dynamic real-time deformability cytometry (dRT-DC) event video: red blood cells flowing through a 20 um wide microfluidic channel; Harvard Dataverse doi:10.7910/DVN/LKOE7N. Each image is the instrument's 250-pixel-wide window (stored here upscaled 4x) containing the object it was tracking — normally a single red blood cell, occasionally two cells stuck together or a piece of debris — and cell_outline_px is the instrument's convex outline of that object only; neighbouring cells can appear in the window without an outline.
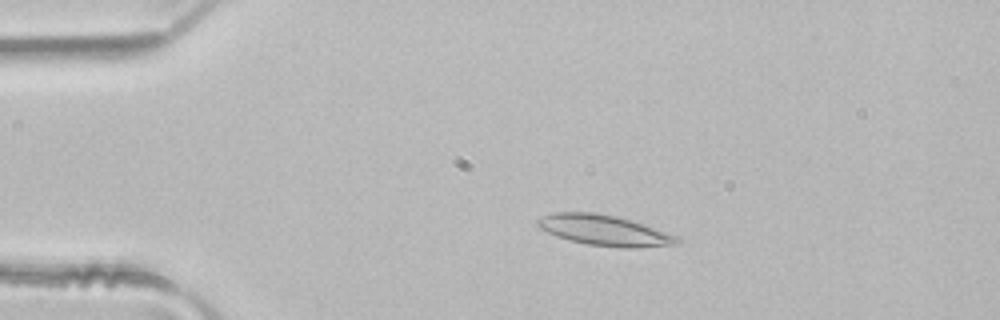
{"species": "common noctule bat (a hibernating species)", "species_latin": "Nyctalus noctula", "temperature_condition": "room temperature", "stored_images_in_passage": 41, "camera_frame_rate_fps": 3000, "um_per_image_px": 0.085, "animal": {"sex": "male", "body_mass_g": 21.5, "forearm_length_mm": 52.0}, "frame": {"image": 1, "passage_image": 2, "time_ms": 0.333, "image_size_px": [1000, 320], "cell_outline_px": [[684, 240], [676, 244], [640, 248], [624, 248], [588, 244], [556, 236], [540, 228], [536, 224], [536, 220], [552, 212], [592, 212], [616, 216], [680, 236]], "centroid_in_image_um": [51.41, 19.58], "position_along_channel_um": 33.6, "area_um2": 24.74}}
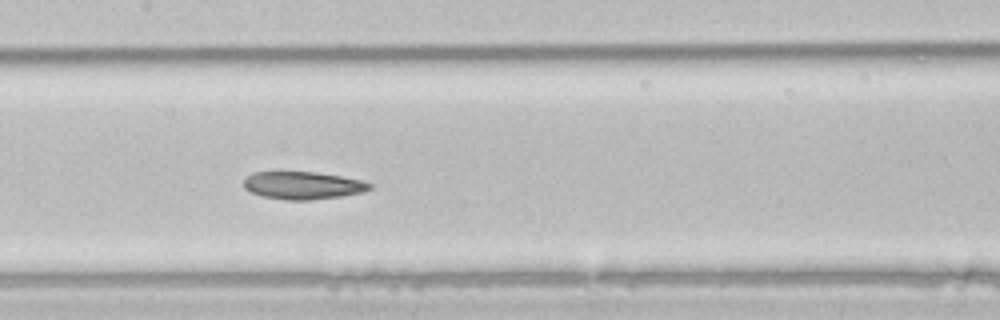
{"frame": {"image": 2, "passage_image": 16, "time_ms": 5.0, "image_size_px": [1000, 320], "cell_outline_px": [[372, 188], [364, 192], [340, 196], [312, 200], [288, 200], [264, 196], [252, 192], [244, 188], [244, 176], [252, 172], [316, 172], [340, 176], [360, 180], [372, 184]], "centroid_in_image_um": [25.73, 15.75], "position_along_channel_um": 181.7, "area_um2": 20.23}}
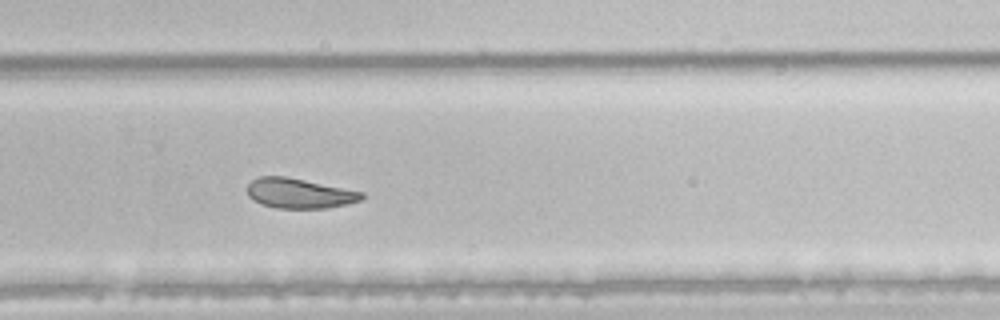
{"frame": {"image": 3, "passage_image": 25, "time_ms": 8.0, "image_size_px": [1000, 320], "cell_outline_px": [[364, 196], [360, 200], [348, 204], [328, 208], [276, 208], [260, 204], [252, 200], [248, 196], [248, 184], [252, 180], [260, 176], [288, 176], [364, 192]], "centroid_in_image_um": [25.44, 16.43], "position_along_channel_um": 304.4, "area_um2": 20.17}, "authors_computed_cell_mechanics": {"area_um2": 22.1952, "velocity_mm_per_s": 4.1116, "shape_relaxation_time_tau1_ms": 5.6968, "shape_relaxation_time_tau2_ms": 3.47, "deformation_change_tau1": 0.1446, "deformation_change_tau2": 0.0873}}